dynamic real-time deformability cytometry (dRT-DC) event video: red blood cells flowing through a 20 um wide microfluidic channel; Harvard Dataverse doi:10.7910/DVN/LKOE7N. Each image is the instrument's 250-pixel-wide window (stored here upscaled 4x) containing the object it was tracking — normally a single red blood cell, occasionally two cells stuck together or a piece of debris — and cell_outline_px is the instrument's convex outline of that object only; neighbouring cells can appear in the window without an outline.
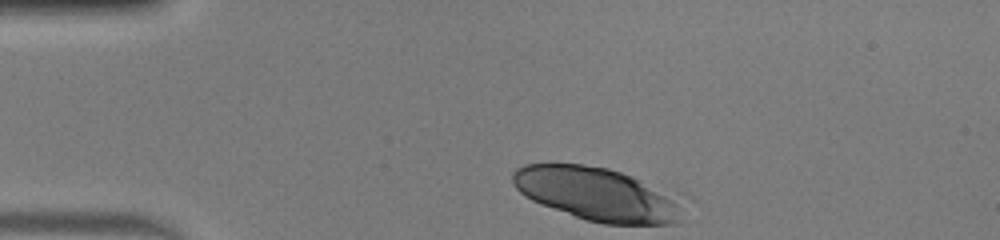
{"species": "human", "species_latin": "Homo sapiens", "temperature_condition": "warm", "stored_images_in_passage": 34, "camera_frame_rate_fps": 3000, "um_per_image_px": 0.085, "donor": {"sex": "male"}, "frame": {"image": 1, "passage_image": 1, "time_ms": 0.0, "image_size_px": [1000, 240], "cell_outline_px": [[696, 200], [672, 224], [604, 224], [588, 220], [576, 216], [532, 200], [524, 196], [512, 184], [512, 172], [516, 168], [524, 164], [548, 160], [584, 164], [608, 168], [684, 192], [692, 196]], "centroid_in_image_um": [51.0, 16.45], "position_along_channel_um": 34.0, "area_um2": 56.12}}